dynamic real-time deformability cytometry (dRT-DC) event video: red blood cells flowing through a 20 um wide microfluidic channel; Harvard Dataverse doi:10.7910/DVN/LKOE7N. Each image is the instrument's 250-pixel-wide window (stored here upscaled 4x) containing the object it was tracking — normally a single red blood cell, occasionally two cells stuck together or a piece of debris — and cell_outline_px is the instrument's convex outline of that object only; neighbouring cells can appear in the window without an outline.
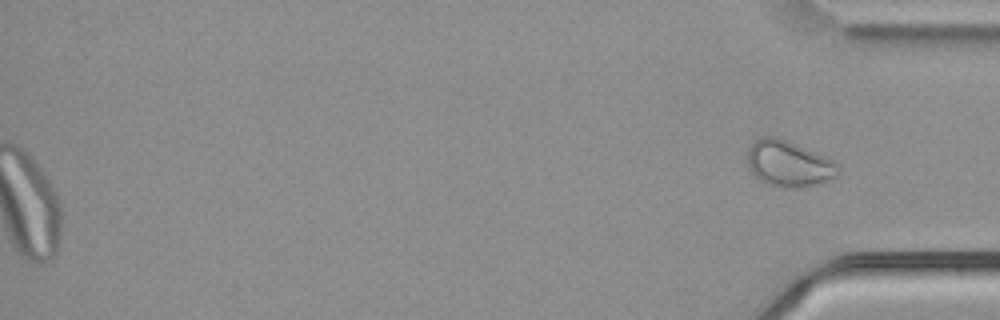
{"species": "common noctule bat (a hibernating species)", "species_latin": "Nyctalus noctula", "temperature_condition": "cold", "stored_images_in_passage": 58, "camera_frame_rate_fps": 3000, "um_per_image_px": 0.085, "animal": {"sex": "male", "body_mass_g": 21.5, "forearm_length_mm": 52.0}, "frame": {"image": 1, "passage_image": 58, "time_ms": 19.0, "image_size_px": [1000, 320], "cell_outline_px": [[840, 172], [836, 176], [828, 180], [816, 184], [800, 188], [784, 188], [768, 184], [760, 180], [748, 168], [748, 148], [760, 136], [776, 136], [796, 144], [836, 164], [840, 168]], "centroid_in_image_um": [66.99, 13.93], "position_along_channel_um": 368.2, "area_um2": 23.87}}